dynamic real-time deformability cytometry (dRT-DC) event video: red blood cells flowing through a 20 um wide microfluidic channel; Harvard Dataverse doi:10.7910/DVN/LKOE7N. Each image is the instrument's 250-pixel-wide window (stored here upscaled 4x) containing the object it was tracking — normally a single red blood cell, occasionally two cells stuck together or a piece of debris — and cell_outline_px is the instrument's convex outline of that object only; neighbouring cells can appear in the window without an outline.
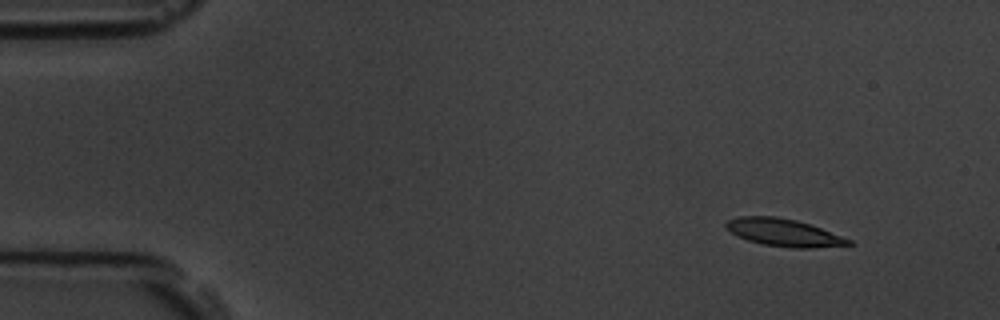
{"species": "common noctule bat (a hibernating species)", "species_latin": "Nyctalus noctula", "temperature_condition": "room temperature", "stored_images_in_passage": 3, "camera_frame_rate_fps": 3000, "um_per_image_px": 0.085, "animal": {"sex": "male", "body_mass_g": 19.5, "forearm_length_mm": 54.6}, "frame": {"image": 1, "passage_image": 1, "time_ms": 0.0, "image_size_px": [1000, 320], "cell_outline_px": [[856, 244], [812, 248], [792, 248], [764, 244], [748, 240], [736, 236], [724, 228], [724, 224], [728, 220], [736, 216], [776, 216], [796, 220], [812, 224], [852, 240]], "centroid_in_image_um": [66.61, 19.76], "position_along_channel_um": 18.4, "area_um2": 19.88}}
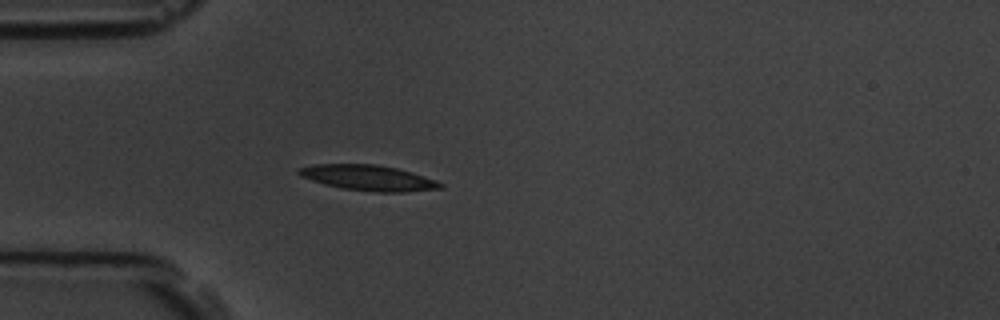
{"frame": {"image": 2, "passage_image": 3, "time_ms": 3.333, "image_size_px": [1000, 320], "cell_outline_px": [[444, 188], [404, 192], [376, 192], [340, 188], [324, 184], [300, 176], [296, 172], [300, 168], [312, 164], [376, 164], [396, 168], [412, 172], [436, 180], [444, 184]], "centroid_in_image_um": [31.32, 15.12], "position_along_channel_um": 53.7, "area_um2": 21.1}}